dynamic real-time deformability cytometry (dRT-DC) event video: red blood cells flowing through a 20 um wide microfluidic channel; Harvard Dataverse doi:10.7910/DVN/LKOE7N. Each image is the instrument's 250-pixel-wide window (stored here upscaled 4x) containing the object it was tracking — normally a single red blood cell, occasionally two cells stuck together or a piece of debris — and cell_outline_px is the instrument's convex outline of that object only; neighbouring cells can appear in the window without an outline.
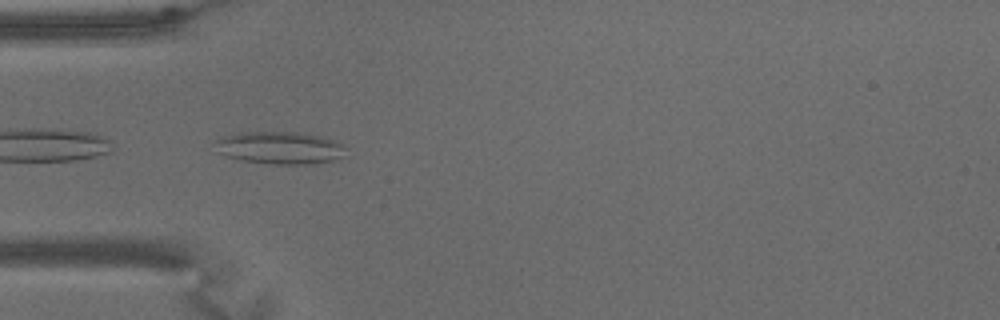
{"species": "common noctule bat (a hibernating species)", "species_latin": "Nyctalus noctula", "temperature_condition": "warm", "stored_images_in_passage": 3, "camera_frame_rate_fps": 3000, "um_per_image_px": 0.085, "animal": {"sex": "male", "body_mass_g": 15.6}, "frame": {"image": 1, "passage_image": 1, "time_ms": 0.0, "image_size_px": [1000, 320], "cell_outline_px": [[348, 148], [344, 156], [332, 160], [316, 164], [272, 164], [244, 160], [224, 156], [220, 152], [216, 140], [220, 136], [240, 132], [296, 132], [316, 136], [332, 140]], "centroid_in_image_um": [23.8, 12.57], "position_along_channel_um": 61.2, "area_um2": 24.51}}